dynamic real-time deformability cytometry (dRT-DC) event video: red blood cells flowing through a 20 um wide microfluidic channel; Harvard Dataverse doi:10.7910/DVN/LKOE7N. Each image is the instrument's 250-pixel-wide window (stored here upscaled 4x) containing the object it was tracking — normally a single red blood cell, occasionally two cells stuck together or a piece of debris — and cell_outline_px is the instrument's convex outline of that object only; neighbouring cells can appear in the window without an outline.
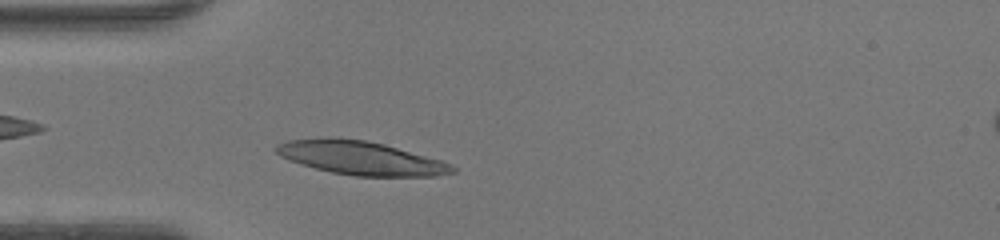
{"species": "human", "species_latin": "Homo sapiens", "temperature_condition": "warm", "stored_images_in_passage": 37, "camera_frame_rate_fps": 3000, "um_per_image_px": 0.085, "donor": {"sex": "female"}, "frame": {"image": 1, "passage_image": 6, "time_ms": 1.667, "image_size_px": [1000, 240], "cell_outline_px": [[456, 172], [436, 176], [356, 176], [332, 172], [300, 164], [288, 160], [280, 156], [276, 152], [276, 144], [288, 140], [328, 136], [336, 136], [364, 140], [384, 144], [440, 160], [456, 168]], "centroid_in_image_um": [30.61, 13.41], "position_along_channel_um": 54.4, "area_um2": 34.56}}
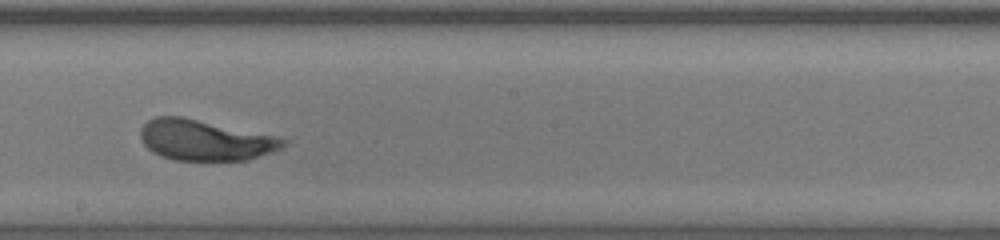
{"frame": {"image": 2, "passage_image": 19, "time_ms": 6.0, "image_size_px": [1000, 240], "cell_outline_px": [[288, 144], [272, 152], [248, 160], [172, 160], [160, 156], [152, 152], [144, 144], [140, 136], [140, 128], [148, 120], [156, 116], [180, 116], [276, 136], [288, 140]], "centroid_in_image_um": [17.41, 11.92], "position_along_channel_um": 230.8, "area_um2": 33.76}}
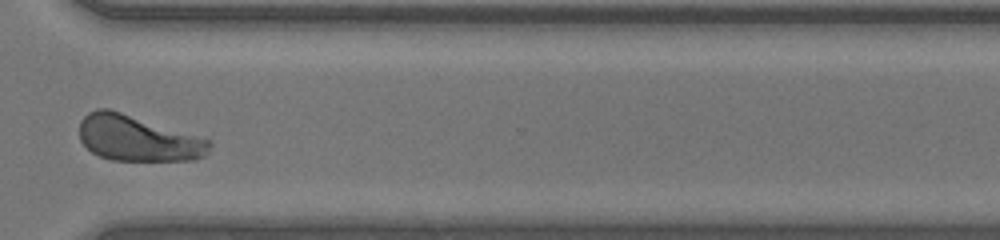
{"frame": {"image": 3, "passage_image": 28, "time_ms": 9.0, "image_size_px": [1000, 240], "cell_outline_px": [[212, 144], [208, 152], [204, 156], [196, 160], [112, 160], [100, 156], [92, 152], [80, 140], [80, 120], [88, 112], [96, 108], [108, 108], [208, 136], [212, 140]], "centroid_in_image_um": [11.81, 11.73], "position_along_channel_um": 358.8, "area_um2": 35.66}, "authors_computed_cell_mechanics": {"area_um2": 33.9864, "velocity_mm_per_s": 4.2356, "shape_relaxation_time_tau1_ms": 2.8976, "shape_relaxation_time_tau2_ms": null, "deformation_change_tau1": 0.1895, "deformation_change_tau2": null}}